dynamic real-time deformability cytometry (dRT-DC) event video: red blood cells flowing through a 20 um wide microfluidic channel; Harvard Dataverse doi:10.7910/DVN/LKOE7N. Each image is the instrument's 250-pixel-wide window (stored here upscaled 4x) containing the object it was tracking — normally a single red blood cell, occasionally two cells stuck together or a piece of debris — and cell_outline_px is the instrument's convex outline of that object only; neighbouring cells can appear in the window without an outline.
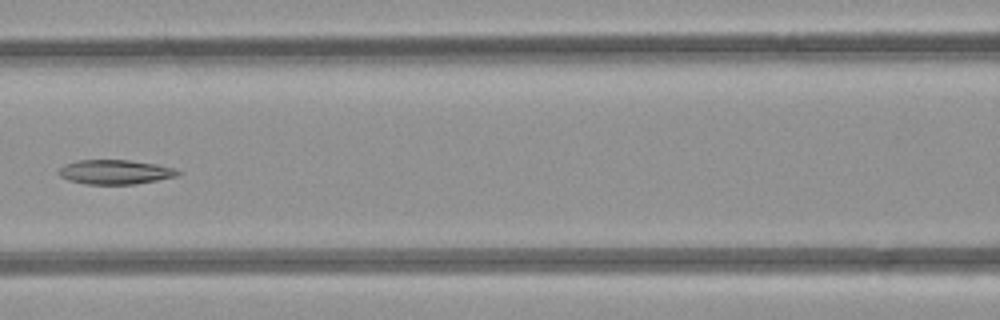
{"species": "common noctule bat (a hibernating species)", "species_latin": "Nyctalus noctula", "temperature_condition": "room temperature", "stored_images_in_passage": 5, "camera_frame_rate_fps": 3000, "um_per_image_px": 0.085, "animal": {"sex": "female", "body_mass_g": 21.9}, "frame": {"image": 1, "passage_image": 5, "time_ms": 4.667, "image_size_px": [1000, 320], "cell_outline_px": [[180, 172], [176, 176], [136, 184], [88, 184], [68, 180], [60, 176], [56, 172], [64, 164], [76, 160], [128, 160], [156, 164], [176, 168]], "centroid_in_image_um": [9.75, 14.61], "position_along_channel_um": 156.9, "area_um2": 16.94}}